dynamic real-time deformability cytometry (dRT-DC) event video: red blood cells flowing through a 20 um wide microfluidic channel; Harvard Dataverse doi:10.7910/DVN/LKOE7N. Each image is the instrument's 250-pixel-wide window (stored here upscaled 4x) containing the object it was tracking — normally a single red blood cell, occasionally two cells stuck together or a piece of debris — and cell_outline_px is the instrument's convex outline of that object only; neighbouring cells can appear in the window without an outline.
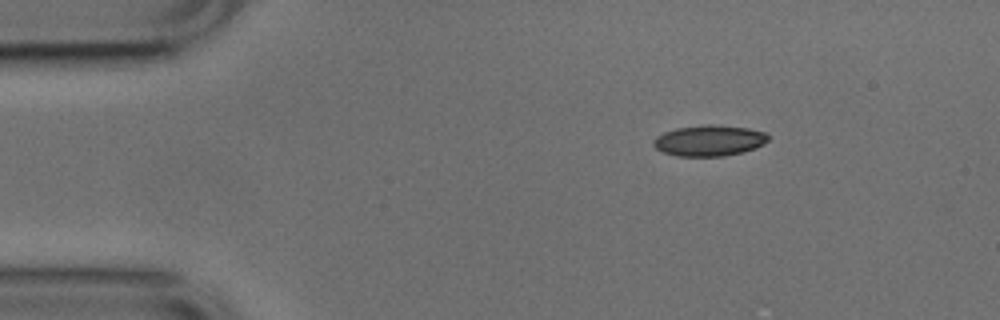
{"species": "common noctule bat (a hibernating species)", "species_latin": "Nyctalus noctula", "temperature_condition": "cold", "stored_images_in_passage": 3, "camera_frame_rate_fps": 3000, "um_per_image_px": 0.085, "animal": {"sex": "male", "body_mass_g": 17.9, "forearm_length_mm": 54.2}, "frame": {"image": 1, "passage_image": 1, "time_ms": 0.0, "image_size_px": [1000, 320], "cell_outline_px": [[772, 136], [764, 144], [756, 148], [724, 156], [676, 156], [664, 152], [656, 148], [652, 144], [652, 140], [656, 136], [664, 132], [676, 128], [704, 124], [712, 124], [748, 128], [764, 132]], "centroid_in_image_um": [60.28, 11.94], "position_along_channel_um": 24.7, "area_um2": 20.81}}
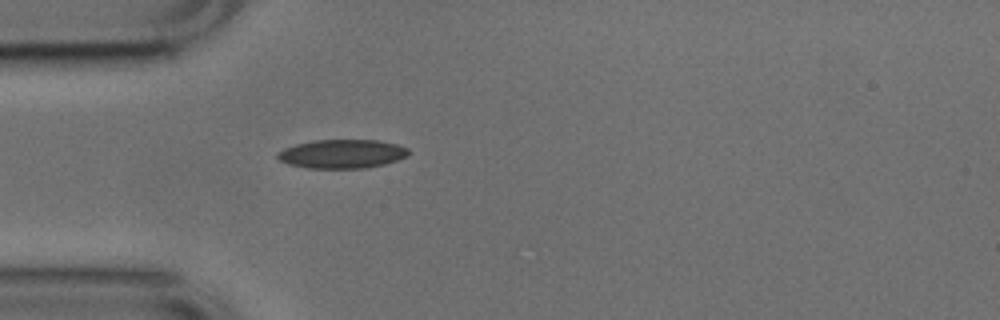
{"frame": {"image": 2, "passage_image": 3, "time_ms": 0.667, "image_size_px": [1000, 320], "cell_outline_px": [[408, 156], [384, 164], [364, 168], [308, 168], [288, 164], [280, 160], [276, 156], [284, 148], [296, 144], [312, 140], [380, 140], [396, 144], [408, 148]], "centroid_in_image_um": [29.08, 13.07], "position_along_channel_um": 55.9, "area_um2": 21.91}}